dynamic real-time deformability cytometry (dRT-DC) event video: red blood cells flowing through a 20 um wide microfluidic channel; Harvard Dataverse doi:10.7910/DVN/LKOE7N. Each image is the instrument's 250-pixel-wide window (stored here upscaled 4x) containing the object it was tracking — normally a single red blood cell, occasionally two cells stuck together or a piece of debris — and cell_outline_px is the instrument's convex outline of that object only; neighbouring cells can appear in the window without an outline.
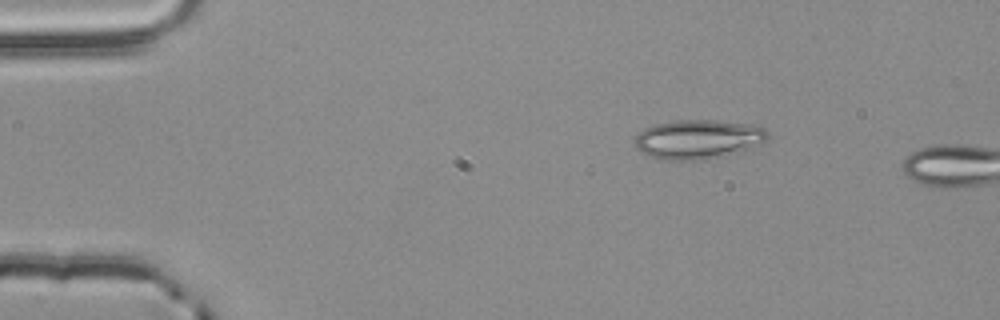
{"species": "common noctule bat (a hibernating species)", "species_latin": "Nyctalus noctula", "temperature_condition": "room temperature", "stored_images_in_passage": 3, "camera_frame_rate_fps": 3000, "um_per_image_px": 0.085, "animal": {"sex": "male", "body_mass_g": 20.4}, "frame": {"image": 1, "passage_image": 1, "time_ms": 0.0, "image_size_px": [1000, 320], "cell_outline_px": [[768, 136], [760, 144], [740, 152], [704, 160], [664, 160], [640, 152], [636, 148], [636, 136], [644, 128], [652, 124], [680, 120], [712, 120], [752, 124], [764, 128], [768, 132]], "centroid_in_image_um": [59.34, 11.84], "position_along_channel_um": 25.7, "area_um2": 30.4}}